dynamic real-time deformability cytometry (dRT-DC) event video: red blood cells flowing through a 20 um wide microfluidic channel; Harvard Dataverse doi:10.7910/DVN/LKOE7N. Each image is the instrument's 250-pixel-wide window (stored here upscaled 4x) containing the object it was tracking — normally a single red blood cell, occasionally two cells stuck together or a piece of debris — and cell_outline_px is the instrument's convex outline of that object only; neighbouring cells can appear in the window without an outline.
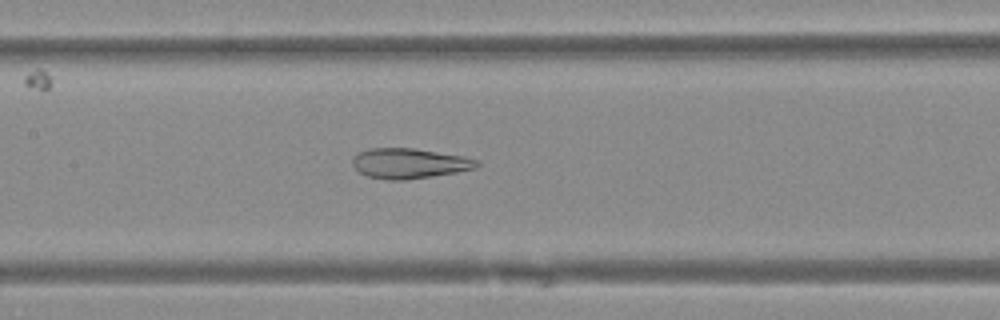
{"species": "Egyptian fruit bat (a non-hibernating species)", "species_latin": "Rousettus aegyptiacus", "temperature_condition": "warm", "stored_images_in_passage": 50, "camera_frame_rate_fps": 3000, "um_per_image_px": 0.085, "animal": {"sex": "female"}, "frame": {"image": 1, "passage_image": 24, "time_ms": 7.667, "image_size_px": [1000, 320], "cell_outline_px": [[480, 164], [476, 168], [456, 172], [432, 176], [404, 180], [388, 180], [368, 176], [360, 172], [352, 164], [352, 160], [360, 152], [368, 148], [412, 148], [464, 156], [476, 160]], "centroid_in_image_um": [34.8, 13.88], "position_along_channel_um": 172.6, "area_um2": 21.62}}
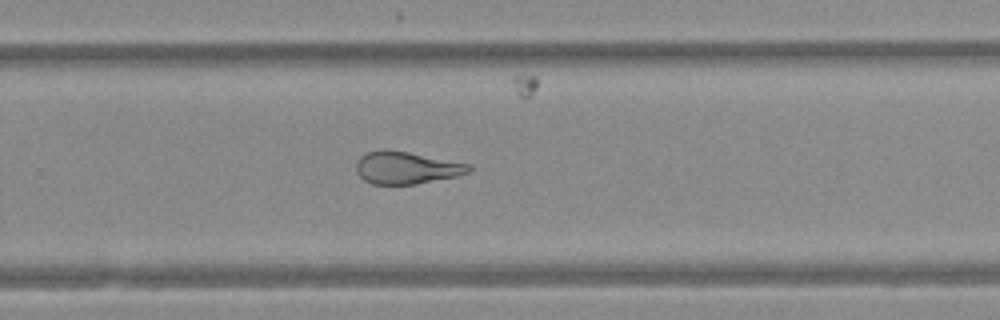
{"frame": {"image": 2, "passage_image": 33, "time_ms": 10.667, "image_size_px": [1000, 320], "cell_outline_px": [[472, 168], [468, 172], [456, 176], [416, 184], [372, 184], [364, 180], [356, 172], [356, 164], [360, 156], [368, 152], [384, 148], [388, 148], [472, 164]], "centroid_in_image_um": [34.53, 14.24], "position_along_channel_um": 295.3, "area_um2": 21.39}}
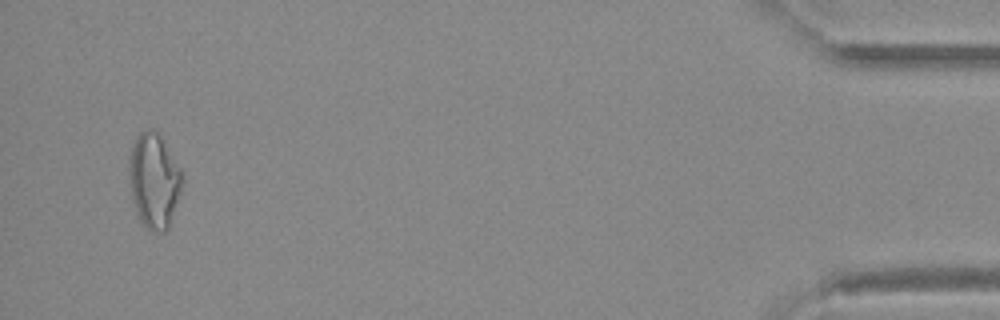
{"frame": {"image": 3, "passage_image": 48, "time_ms": 15.667, "image_size_px": [1000, 320], "cell_outline_px": [[180, 192], [168, 228], [164, 232], [156, 232], [148, 228], [140, 220], [136, 212], [132, 200], [128, 168], [128, 160], [136, 136], [140, 132], [152, 128], [160, 136], [180, 172]], "centroid_in_image_um": [13.03, 15.37], "position_along_channel_um": 422.2, "area_um2": 28.44}}